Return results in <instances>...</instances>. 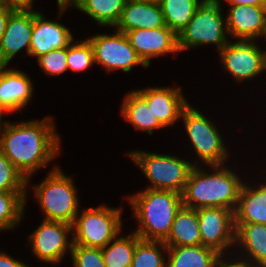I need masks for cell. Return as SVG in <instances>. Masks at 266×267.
I'll return each mask as SVG.
<instances>
[{"mask_svg":"<svg viewBox=\"0 0 266 267\" xmlns=\"http://www.w3.org/2000/svg\"><path fill=\"white\" fill-rule=\"evenodd\" d=\"M3 127L0 128V150L28 184L29 176L59 153L60 141L54 131L52 117L41 121H22L17 125L8 121Z\"/></svg>","mask_w":266,"mask_h":267,"instance_id":"6da1fadb","label":"cell"},{"mask_svg":"<svg viewBox=\"0 0 266 267\" xmlns=\"http://www.w3.org/2000/svg\"><path fill=\"white\" fill-rule=\"evenodd\" d=\"M221 166V167H220ZM224 165H211L213 174L193 167L182 193L183 206L200 209L223 207L235 210L242 180Z\"/></svg>","mask_w":266,"mask_h":267,"instance_id":"7a4b0ae2","label":"cell"},{"mask_svg":"<svg viewBox=\"0 0 266 267\" xmlns=\"http://www.w3.org/2000/svg\"><path fill=\"white\" fill-rule=\"evenodd\" d=\"M128 199L140 224L135 233L143 240L164 241L183 205L182 194L172 190L146 188Z\"/></svg>","mask_w":266,"mask_h":267,"instance_id":"3957f363","label":"cell"},{"mask_svg":"<svg viewBox=\"0 0 266 267\" xmlns=\"http://www.w3.org/2000/svg\"><path fill=\"white\" fill-rule=\"evenodd\" d=\"M34 195L49 221L73 224L78 214V198L72 179L57 167L53 168L46 179L34 186Z\"/></svg>","mask_w":266,"mask_h":267,"instance_id":"277c9868","label":"cell"},{"mask_svg":"<svg viewBox=\"0 0 266 267\" xmlns=\"http://www.w3.org/2000/svg\"><path fill=\"white\" fill-rule=\"evenodd\" d=\"M128 156L150 180L153 190H172L183 193L189 175L195 166L191 162L172 155H161L144 151H133Z\"/></svg>","mask_w":266,"mask_h":267,"instance_id":"5b68a950","label":"cell"},{"mask_svg":"<svg viewBox=\"0 0 266 267\" xmlns=\"http://www.w3.org/2000/svg\"><path fill=\"white\" fill-rule=\"evenodd\" d=\"M121 209L103 205L86 209L72 224L73 244L103 248L121 232Z\"/></svg>","mask_w":266,"mask_h":267,"instance_id":"8992f818","label":"cell"},{"mask_svg":"<svg viewBox=\"0 0 266 267\" xmlns=\"http://www.w3.org/2000/svg\"><path fill=\"white\" fill-rule=\"evenodd\" d=\"M221 9L219 4L199 3L193 18L178 35L179 51L213 43L219 51L223 49L229 42L226 38L227 24L225 21L224 25Z\"/></svg>","mask_w":266,"mask_h":267,"instance_id":"52a82bcc","label":"cell"},{"mask_svg":"<svg viewBox=\"0 0 266 267\" xmlns=\"http://www.w3.org/2000/svg\"><path fill=\"white\" fill-rule=\"evenodd\" d=\"M181 117L201 161L209 166L223 165L228 152L216 126L192 105L183 110Z\"/></svg>","mask_w":266,"mask_h":267,"instance_id":"ba28073f","label":"cell"},{"mask_svg":"<svg viewBox=\"0 0 266 267\" xmlns=\"http://www.w3.org/2000/svg\"><path fill=\"white\" fill-rule=\"evenodd\" d=\"M87 40L93 48L95 62L107 71L122 69L129 72L133 66L139 64L148 67L131 46L124 32L116 30L115 35L98 34Z\"/></svg>","mask_w":266,"mask_h":267,"instance_id":"9c48e42d","label":"cell"},{"mask_svg":"<svg viewBox=\"0 0 266 267\" xmlns=\"http://www.w3.org/2000/svg\"><path fill=\"white\" fill-rule=\"evenodd\" d=\"M197 216L201 245L224 255V250L235 243L234 211L223 207L200 208Z\"/></svg>","mask_w":266,"mask_h":267,"instance_id":"30bf717a","label":"cell"},{"mask_svg":"<svg viewBox=\"0 0 266 267\" xmlns=\"http://www.w3.org/2000/svg\"><path fill=\"white\" fill-rule=\"evenodd\" d=\"M224 69L237 81L249 80L264 71V54L254 41H231L219 51Z\"/></svg>","mask_w":266,"mask_h":267,"instance_id":"8fae6325","label":"cell"},{"mask_svg":"<svg viewBox=\"0 0 266 267\" xmlns=\"http://www.w3.org/2000/svg\"><path fill=\"white\" fill-rule=\"evenodd\" d=\"M72 231V225L61 221L43 220L29 239L32 251L44 263H58L67 249L73 247V240L68 241L67 234Z\"/></svg>","mask_w":266,"mask_h":267,"instance_id":"7c38bea8","label":"cell"},{"mask_svg":"<svg viewBox=\"0 0 266 267\" xmlns=\"http://www.w3.org/2000/svg\"><path fill=\"white\" fill-rule=\"evenodd\" d=\"M142 61L150 66V59L179 52L178 35L167 26L156 29H134L125 33Z\"/></svg>","mask_w":266,"mask_h":267,"instance_id":"4fadbf2b","label":"cell"},{"mask_svg":"<svg viewBox=\"0 0 266 267\" xmlns=\"http://www.w3.org/2000/svg\"><path fill=\"white\" fill-rule=\"evenodd\" d=\"M180 89V87H158L135 91L147 102L154 117H157L164 128L181 118L183 110L189 105Z\"/></svg>","mask_w":266,"mask_h":267,"instance_id":"5bb4252c","label":"cell"},{"mask_svg":"<svg viewBox=\"0 0 266 267\" xmlns=\"http://www.w3.org/2000/svg\"><path fill=\"white\" fill-rule=\"evenodd\" d=\"M73 40L69 29L56 21H48L42 13L33 11L30 55L37 58L55 49L68 47Z\"/></svg>","mask_w":266,"mask_h":267,"instance_id":"9a60e30c","label":"cell"},{"mask_svg":"<svg viewBox=\"0 0 266 267\" xmlns=\"http://www.w3.org/2000/svg\"><path fill=\"white\" fill-rule=\"evenodd\" d=\"M228 11L226 24L231 36L247 41L261 37L266 21V7L233 5Z\"/></svg>","mask_w":266,"mask_h":267,"instance_id":"2e32d148","label":"cell"},{"mask_svg":"<svg viewBox=\"0 0 266 267\" xmlns=\"http://www.w3.org/2000/svg\"><path fill=\"white\" fill-rule=\"evenodd\" d=\"M115 27L118 31L126 33L134 29L166 27V23L159 3L127 0Z\"/></svg>","mask_w":266,"mask_h":267,"instance_id":"e0dca14e","label":"cell"},{"mask_svg":"<svg viewBox=\"0 0 266 267\" xmlns=\"http://www.w3.org/2000/svg\"><path fill=\"white\" fill-rule=\"evenodd\" d=\"M33 30V11H14L7 20L0 49L10 62L24 47L30 52Z\"/></svg>","mask_w":266,"mask_h":267,"instance_id":"ac0fdd59","label":"cell"},{"mask_svg":"<svg viewBox=\"0 0 266 267\" xmlns=\"http://www.w3.org/2000/svg\"><path fill=\"white\" fill-rule=\"evenodd\" d=\"M32 93V82L22 71L6 69L0 75V103L10 113L22 109L31 99Z\"/></svg>","mask_w":266,"mask_h":267,"instance_id":"d6986e66","label":"cell"},{"mask_svg":"<svg viewBox=\"0 0 266 267\" xmlns=\"http://www.w3.org/2000/svg\"><path fill=\"white\" fill-rule=\"evenodd\" d=\"M235 224L258 223L266 225V183L257 189L243 183L236 208Z\"/></svg>","mask_w":266,"mask_h":267,"instance_id":"ffe728a7","label":"cell"},{"mask_svg":"<svg viewBox=\"0 0 266 267\" xmlns=\"http://www.w3.org/2000/svg\"><path fill=\"white\" fill-rule=\"evenodd\" d=\"M167 247L201 245L197 209L183 206L176 213L168 237Z\"/></svg>","mask_w":266,"mask_h":267,"instance_id":"44dd1931","label":"cell"},{"mask_svg":"<svg viewBox=\"0 0 266 267\" xmlns=\"http://www.w3.org/2000/svg\"><path fill=\"white\" fill-rule=\"evenodd\" d=\"M235 227V243L239 242L251 257L246 261L252 266L266 267V225L247 223L235 224Z\"/></svg>","mask_w":266,"mask_h":267,"instance_id":"7402d4cb","label":"cell"},{"mask_svg":"<svg viewBox=\"0 0 266 267\" xmlns=\"http://www.w3.org/2000/svg\"><path fill=\"white\" fill-rule=\"evenodd\" d=\"M167 252L169 259L166 267H214L221 255L203 245L168 247Z\"/></svg>","mask_w":266,"mask_h":267,"instance_id":"603a6c76","label":"cell"},{"mask_svg":"<svg viewBox=\"0 0 266 267\" xmlns=\"http://www.w3.org/2000/svg\"><path fill=\"white\" fill-rule=\"evenodd\" d=\"M121 111L126 121L134 125L135 130H146L149 135H152L153 129L163 127L157 117H154L147 102L135 90L126 95Z\"/></svg>","mask_w":266,"mask_h":267,"instance_id":"cb8c5ba5","label":"cell"},{"mask_svg":"<svg viewBox=\"0 0 266 267\" xmlns=\"http://www.w3.org/2000/svg\"><path fill=\"white\" fill-rule=\"evenodd\" d=\"M127 0H75L72 4L102 26H116Z\"/></svg>","mask_w":266,"mask_h":267,"instance_id":"d4e9b609","label":"cell"},{"mask_svg":"<svg viewBox=\"0 0 266 267\" xmlns=\"http://www.w3.org/2000/svg\"><path fill=\"white\" fill-rule=\"evenodd\" d=\"M198 0H161L166 26L179 35L198 9Z\"/></svg>","mask_w":266,"mask_h":267,"instance_id":"484cf974","label":"cell"},{"mask_svg":"<svg viewBox=\"0 0 266 267\" xmlns=\"http://www.w3.org/2000/svg\"><path fill=\"white\" fill-rule=\"evenodd\" d=\"M140 240L135 232L126 236H116L102 249L105 267H131L136 243ZM112 243V244H111Z\"/></svg>","mask_w":266,"mask_h":267,"instance_id":"4316f807","label":"cell"},{"mask_svg":"<svg viewBox=\"0 0 266 267\" xmlns=\"http://www.w3.org/2000/svg\"><path fill=\"white\" fill-rule=\"evenodd\" d=\"M26 193L0 191V230L12 229L21 220Z\"/></svg>","mask_w":266,"mask_h":267,"instance_id":"83f0119b","label":"cell"},{"mask_svg":"<svg viewBox=\"0 0 266 267\" xmlns=\"http://www.w3.org/2000/svg\"><path fill=\"white\" fill-rule=\"evenodd\" d=\"M157 245L166 251L168 249L163 241L140 239L136 243L131 267H166L165 258Z\"/></svg>","mask_w":266,"mask_h":267,"instance_id":"f1b7e54d","label":"cell"},{"mask_svg":"<svg viewBox=\"0 0 266 267\" xmlns=\"http://www.w3.org/2000/svg\"><path fill=\"white\" fill-rule=\"evenodd\" d=\"M27 180L0 150V191L27 192Z\"/></svg>","mask_w":266,"mask_h":267,"instance_id":"f546056e","label":"cell"},{"mask_svg":"<svg viewBox=\"0 0 266 267\" xmlns=\"http://www.w3.org/2000/svg\"><path fill=\"white\" fill-rule=\"evenodd\" d=\"M95 63L93 48L86 39L82 42L76 41L67 47V64L68 69L74 71H83Z\"/></svg>","mask_w":266,"mask_h":267,"instance_id":"4dcf8cb0","label":"cell"},{"mask_svg":"<svg viewBox=\"0 0 266 267\" xmlns=\"http://www.w3.org/2000/svg\"><path fill=\"white\" fill-rule=\"evenodd\" d=\"M70 255L74 267H105L101 248L73 244Z\"/></svg>","mask_w":266,"mask_h":267,"instance_id":"1f68e13d","label":"cell"},{"mask_svg":"<svg viewBox=\"0 0 266 267\" xmlns=\"http://www.w3.org/2000/svg\"><path fill=\"white\" fill-rule=\"evenodd\" d=\"M37 61L48 75H60L68 70L67 47L43 54L37 58Z\"/></svg>","mask_w":266,"mask_h":267,"instance_id":"d6a6232c","label":"cell"},{"mask_svg":"<svg viewBox=\"0 0 266 267\" xmlns=\"http://www.w3.org/2000/svg\"><path fill=\"white\" fill-rule=\"evenodd\" d=\"M32 2L33 0H2V4L14 11H33Z\"/></svg>","mask_w":266,"mask_h":267,"instance_id":"836d02e7","label":"cell"},{"mask_svg":"<svg viewBox=\"0 0 266 267\" xmlns=\"http://www.w3.org/2000/svg\"><path fill=\"white\" fill-rule=\"evenodd\" d=\"M13 12L14 10L10 9L4 4L0 6V42L5 32L7 20Z\"/></svg>","mask_w":266,"mask_h":267,"instance_id":"e575fe53","label":"cell"},{"mask_svg":"<svg viewBox=\"0 0 266 267\" xmlns=\"http://www.w3.org/2000/svg\"><path fill=\"white\" fill-rule=\"evenodd\" d=\"M0 267H30L8 256L5 252H0Z\"/></svg>","mask_w":266,"mask_h":267,"instance_id":"d590c367","label":"cell"},{"mask_svg":"<svg viewBox=\"0 0 266 267\" xmlns=\"http://www.w3.org/2000/svg\"><path fill=\"white\" fill-rule=\"evenodd\" d=\"M222 258V255H220L216 262H215V265L214 267H252L251 264L247 263V261L244 259L242 260H238V261H235L233 263H230V262H227ZM227 262V263H226Z\"/></svg>","mask_w":266,"mask_h":267,"instance_id":"8d00e7d4","label":"cell"},{"mask_svg":"<svg viewBox=\"0 0 266 267\" xmlns=\"http://www.w3.org/2000/svg\"><path fill=\"white\" fill-rule=\"evenodd\" d=\"M230 6L233 5H249V6H258L266 7V0H225Z\"/></svg>","mask_w":266,"mask_h":267,"instance_id":"74e56055","label":"cell"},{"mask_svg":"<svg viewBox=\"0 0 266 267\" xmlns=\"http://www.w3.org/2000/svg\"><path fill=\"white\" fill-rule=\"evenodd\" d=\"M9 61L4 56L3 51L0 49V75L4 73L6 70V66L8 65Z\"/></svg>","mask_w":266,"mask_h":267,"instance_id":"f35d334b","label":"cell"},{"mask_svg":"<svg viewBox=\"0 0 266 267\" xmlns=\"http://www.w3.org/2000/svg\"><path fill=\"white\" fill-rule=\"evenodd\" d=\"M58 6H59V10H60V15L62 14V12L66 11V9L69 6V0H57Z\"/></svg>","mask_w":266,"mask_h":267,"instance_id":"ab89813d","label":"cell"},{"mask_svg":"<svg viewBox=\"0 0 266 267\" xmlns=\"http://www.w3.org/2000/svg\"><path fill=\"white\" fill-rule=\"evenodd\" d=\"M5 112L9 113L10 111L4 105H2L0 103V128L3 127V125L1 124L2 123V113H5Z\"/></svg>","mask_w":266,"mask_h":267,"instance_id":"60d3db41","label":"cell"},{"mask_svg":"<svg viewBox=\"0 0 266 267\" xmlns=\"http://www.w3.org/2000/svg\"><path fill=\"white\" fill-rule=\"evenodd\" d=\"M200 3H209V4H220L219 0H201Z\"/></svg>","mask_w":266,"mask_h":267,"instance_id":"b9f144b4","label":"cell"},{"mask_svg":"<svg viewBox=\"0 0 266 267\" xmlns=\"http://www.w3.org/2000/svg\"><path fill=\"white\" fill-rule=\"evenodd\" d=\"M142 1L153 2V3H160L161 2V0H142Z\"/></svg>","mask_w":266,"mask_h":267,"instance_id":"7bdbcfd3","label":"cell"},{"mask_svg":"<svg viewBox=\"0 0 266 267\" xmlns=\"http://www.w3.org/2000/svg\"><path fill=\"white\" fill-rule=\"evenodd\" d=\"M261 36H265L266 38V21H265L264 29H263Z\"/></svg>","mask_w":266,"mask_h":267,"instance_id":"ee69618b","label":"cell"},{"mask_svg":"<svg viewBox=\"0 0 266 267\" xmlns=\"http://www.w3.org/2000/svg\"><path fill=\"white\" fill-rule=\"evenodd\" d=\"M264 70H266V51H265V54H264Z\"/></svg>","mask_w":266,"mask_h":267,"instance_id":"f6af8a7d","label":"cell"},{"mask_svg":"<svg viewBox=\"0 0 266 267\" xmlns=\"http://www.w3.org/2000/svg\"><path fill=\"white\" fill-rule=\"evenodd\" d=\"M74 1L75 0H69V5L71 6Z\"/></svg>","mask_w":266,"mask_h":267,"instance_id":"bcb514c9","label":"cell"}]
</instances>
